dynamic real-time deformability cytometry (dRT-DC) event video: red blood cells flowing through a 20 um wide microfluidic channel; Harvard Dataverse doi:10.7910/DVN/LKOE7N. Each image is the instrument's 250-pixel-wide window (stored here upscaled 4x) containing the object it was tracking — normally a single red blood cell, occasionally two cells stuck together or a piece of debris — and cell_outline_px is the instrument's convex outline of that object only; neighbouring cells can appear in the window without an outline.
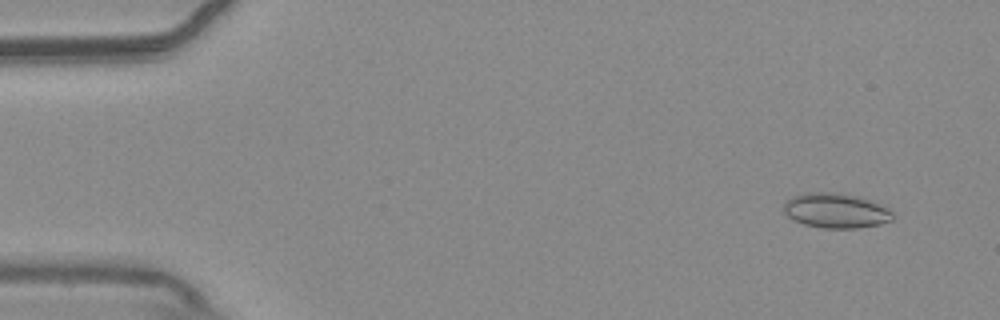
{"species": "common noctule bat (a hibernating species)", "species_latin": "Nyctalus noctula", "temperature_condition": "warm", "stored_images_in_passage": 55, "camera_frame_rate_fps": 3000, "um_per_image_px": 0.085, "animal": {"sex": "male", "body_mass_g": 20.4}, "frame": {"image": 1, "passage_image": 4, "time_ms": 1.0, "image_size_px": [1000, 320], "cell_outline_px": [[896, 216], [892, 220], [880, 224], [856, 228], [824, 228], [804, 224], [788, 216], [784, 212], [784, 204], [792, 196], [804, 192], [832, 192], [860, 196], [880, 204], [888, 208]], "centroid_in_image_um": [71.08, 17.89], "position_along_channel_um": 13.9, "area_um2": 22.2}}
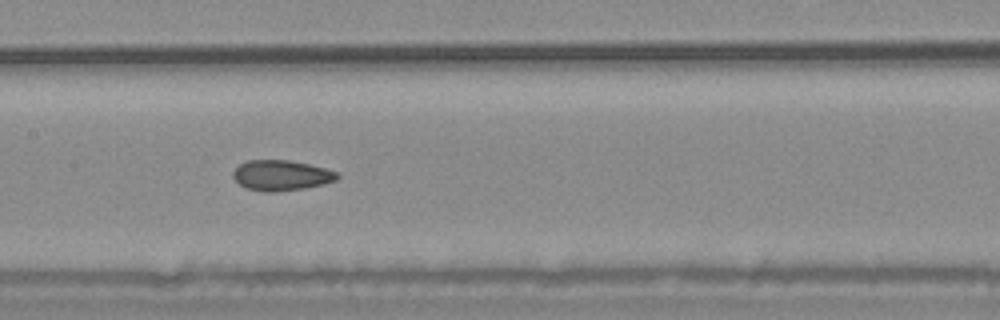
{"frame": {"image": 2, "passage_image": 27, "time_ms": 8.667, "image_size_px": [1000, 320], "cell_outline_px": [[340, 176], [336, 180], [324, 184], [304, 188], [272, 192], [264, 192], [244, 188], [232, 176], [232, 172], [240, 164], [248, 160], [288, 160], [308, 164], [324, 168], [336, 172]], "centroid_in_image_um": [23.88, 14.91], "position_along_channel_um": 183.5, "area_um2": 18.38}}
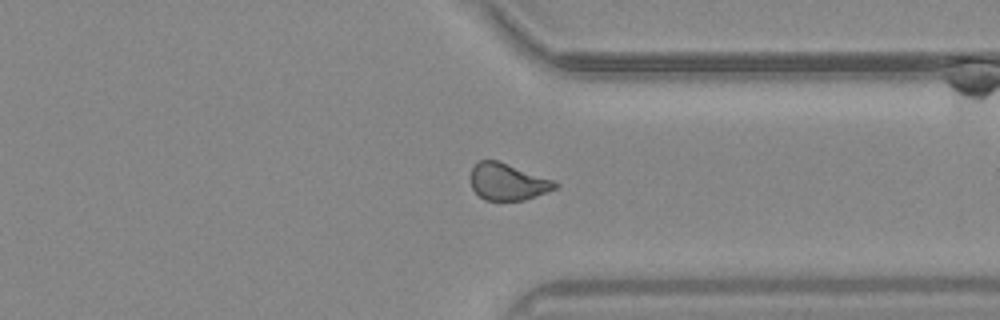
{"frame": {"image": 3, "passage_image": 42, "time_ms": 13.667, "image_size_px": [1000, 320], "cell_outline_px": [[560, 184], [556, 188], [524, 200], [484, 200], [472, 188], [472, 168], [480, 160], [496, 160], [556, 180]], "centroid_in_image_um": [43.19, 15.45], "position_along_channel_um": 368.2, "area_um2": 17.92}, "authors_computed_cell_mechanics": {"area_um2": 18.8428, "velocity_mm_per_s": 3.7007, "shape_relaxation_time_tau1_ms": null, "shape_relaxation_time_tau2_ms": 3.1494, "deformation_change_tau1": null, "deformation_change_tau2": 0.068}}